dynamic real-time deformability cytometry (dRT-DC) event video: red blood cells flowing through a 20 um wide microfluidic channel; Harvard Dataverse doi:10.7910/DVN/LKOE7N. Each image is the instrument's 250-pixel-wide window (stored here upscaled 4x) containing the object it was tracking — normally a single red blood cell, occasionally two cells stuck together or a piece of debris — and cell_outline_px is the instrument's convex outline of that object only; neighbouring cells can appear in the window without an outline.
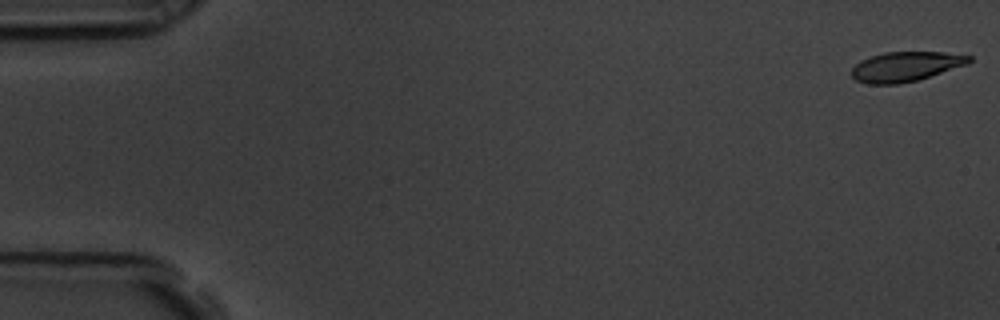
{"species": "common noctule bat (a hibernating species)", "species_latin": "Nyctalus noctula", "temperature_condition": "room temperature", "stored_images_in_passage": 16, "camera_frame_rate_fps": 3000, "um_per_image_px": 0.085, "animal": {"sex": "male", "body_mass_g": 19.5, "forearm_length_mm": 54.6}, "frame": {"image": 1, "passage_image": 1, "time_ms": 0.0, "image_size_px": [1000, 320], "cell_outline_px": [[972, 60], [968, 64], [916, 80], [896, 84], [868, 84], [856, 80], [852, 76], [852, 68], [860, 60], [884, 52], [944, 52], [972, 56]], "centroid_in_image_um": [76.98, 5.65], "position_along_channel_um": 8.0, "area_um2": 20.17}}